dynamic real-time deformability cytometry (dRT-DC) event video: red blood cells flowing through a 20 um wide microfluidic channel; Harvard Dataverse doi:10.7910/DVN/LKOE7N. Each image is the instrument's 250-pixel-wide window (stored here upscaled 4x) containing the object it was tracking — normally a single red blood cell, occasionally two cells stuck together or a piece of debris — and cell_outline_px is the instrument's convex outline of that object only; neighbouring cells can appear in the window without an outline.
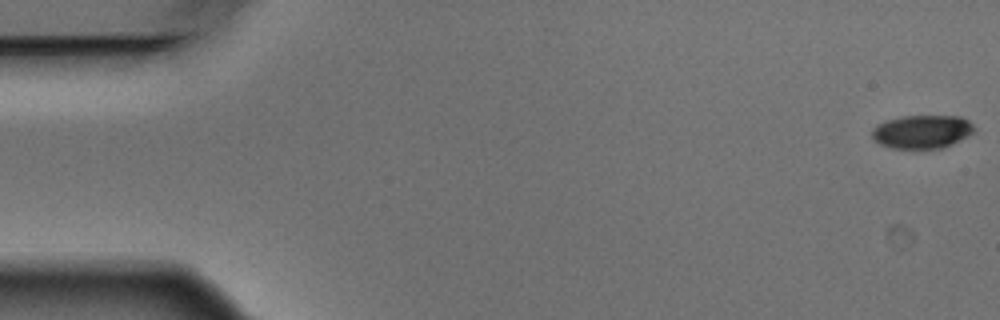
{"species": "Egyptian fruit bat (a non-hibernating species)", "species_latin": "Rousettus aegyptiacus", "temperature_condition": "warm", "stored_images_in_passage": 7, "camera_frame_rate_fps": 3000, "um_per_image_px": 0.085, "animal": {"sex": "male"}, "frame": {"image": 1, "passage_image": 1, "time_ms": 0.0, "image_size_px": [1000, 320], "cell_outline_px": [[976, 132], [944, 148], [892, 148], [880, 144], [872, 140], [872, 128], [876, 124], [884, 120], [904, 116], [960, 116], [968, 120], [976, 128]], "centroid_in_image_um": [78.37, 11.19], "position_along_channel_um": 6.6, "area_um2": 20.17}}
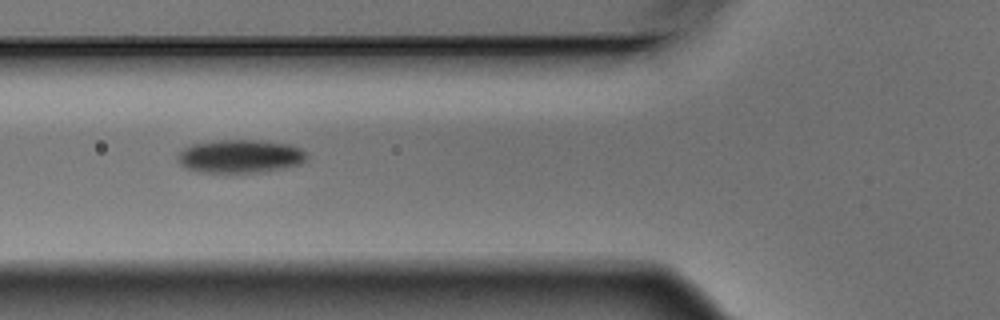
{"frame": {"image": 2, "passage_image": 6, "time_ms": 1.667, "image_size_px": [1000, 320], "cell_outline_px": [[308, 156], [300, 164], [268, 172], [196, 172], [180, 164], [176, 160], [180, 152], [184, 148], [192, 144], [220, 140], [260, 140], [292, 144], [308, 152]], "centroid_in_image_um": [20.46, 13.28], "position_along_channel_um": 105.3, "area_um2": 25.26}}
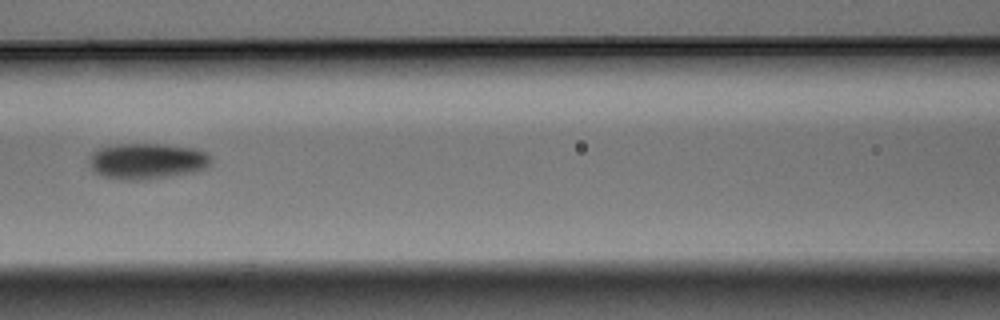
{"frame": {"image": 3, "passage_image": 7, "time_ms": 2.0, "image_size_px": [1000, 320], "cell_outline_px": [[212, 164], [196, 172], [172, 176], [144, 180], [124, 180], [104, 176], [92, 172], [88, 164], [88, 156], [96, 148], [116, 144], [164, 144], [192, 148], [208, 152], [212, 156]], "centroid_in_image_um": [12.48, 13.69], "position_along_channel_um": 154.1, "area_um2": 26.13}}